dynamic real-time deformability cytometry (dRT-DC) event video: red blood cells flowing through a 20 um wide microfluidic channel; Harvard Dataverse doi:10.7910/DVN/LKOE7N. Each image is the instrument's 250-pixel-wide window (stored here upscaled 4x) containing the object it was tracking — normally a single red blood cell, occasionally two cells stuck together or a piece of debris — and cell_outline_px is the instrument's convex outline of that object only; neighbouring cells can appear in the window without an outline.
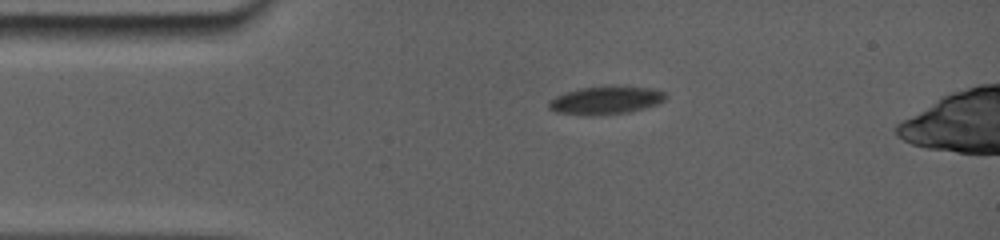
{"species": "common noctule bat (a hibernating species)", "species_latin": "Nyctalus noctula", "temperature_condition": "room temperature", "stored_images_in_passage": 39, "camera_frame_rate_fps": 5000, "um_per_image_px": 0.085, "animal": {"sex": "female", "body_mass_g": 19.0, "forearm_length_mm": 56.7}, "frame": {"image": 1, "passage_image": 1, "time_ms": 0.0, "image_size_px": [1000, 240], "cell_outline_px": [[668, 96], [660, 104], [624, 112], [560, 112], [548, 108], [548, 100], [564, 92], [580, 88], [604, 84], [612, 84], [656, 88], [668, 92]], "centroid_in_image_um": [51.61, 8.41], "position_along_channel_um": 33.4, "area_um2": 18.79}}
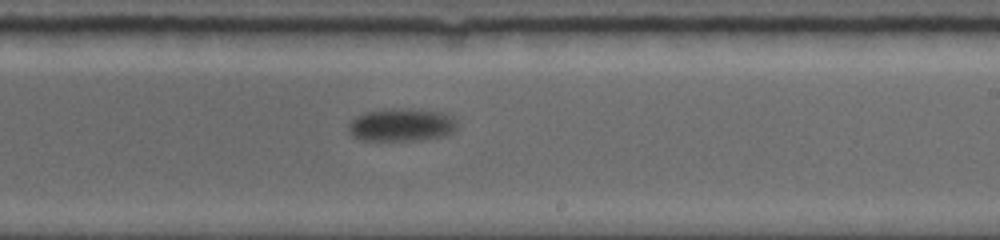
{"frame": {"image": 2, "passage_image": 22, "time_ms": 7.2, "image_size_px": [1000, 240], "cell_outline_px": [[456, 128], [452, 132], [444, 136], [412, 140], [364, 140], [352, 136], [348, 128], [348, 124], [356, 116], [368, 112], [440, 112], [452, 116], [456, 120]], "centroid_in_image_um": [34.12, 10.68], "position_along_channel_um": 254.9, "area_um2": 19.36}}
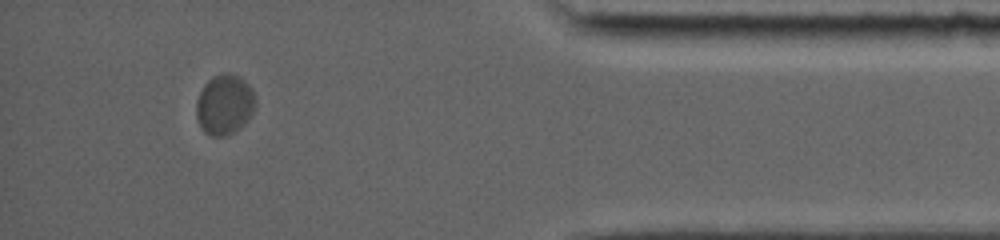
{"frame": {"image": 3, "passage_image": 38, "time_ms": 12.6, "image_size_px": [1000, 240], "cell_outline_px": [[256, 108], [248, 120], [240, 128], [228, 136], [208, 136], [200, 128], [196, 116], [196, 100], [204, 84], [212, 76], [224, 72], [232, 72], [240, 76], [252, 88], [256, 96]], "centroid_in_image_um": [19.1, 8.88], "position_along_channel_um": 416.1, "area_um2": 21.44}}